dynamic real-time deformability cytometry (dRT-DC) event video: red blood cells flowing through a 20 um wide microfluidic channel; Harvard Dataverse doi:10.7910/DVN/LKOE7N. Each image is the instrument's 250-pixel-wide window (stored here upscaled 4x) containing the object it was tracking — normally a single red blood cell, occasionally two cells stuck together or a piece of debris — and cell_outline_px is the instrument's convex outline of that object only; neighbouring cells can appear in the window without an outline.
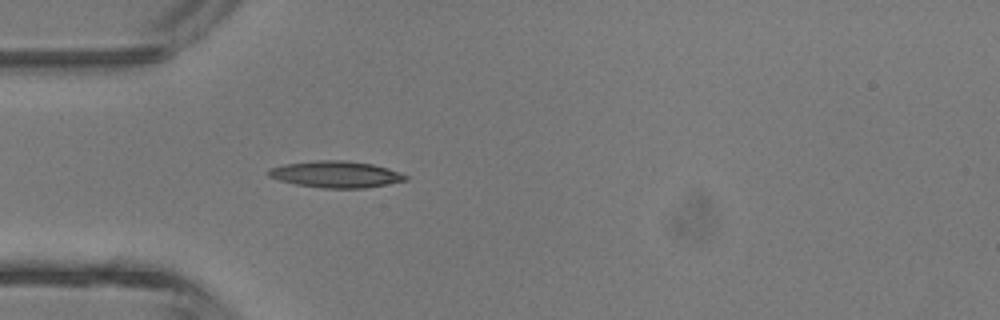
{"species": "common noctule bat (a hibernating species)", "species_latin": "Nyctalus noctula", "temperature_condition": "room temperature", "stored_images_in_passage": 4, "camera_frame_rate_fps": 3000, "um_per_image_px": 0.085, "animal": {"sex": "male", "body_mass_g": 13.3}, "frame": {"image": 1, "passage_image": 4, "time_ms": 3.333, "image_size_px": [1000, 320], "cell_outline_px": [[408, 180], [364, 188], [324, 188], [296, 184], [280, 180], [268, 176], [268, 168], [284, 164], [316, 160], [344, 160], [372, 164], [388, 168], [408, 176]], "centroid_in_image_um": [28.54, 14.81], "position_along_channel_um": 56.5, "area_um2": 21.1}}